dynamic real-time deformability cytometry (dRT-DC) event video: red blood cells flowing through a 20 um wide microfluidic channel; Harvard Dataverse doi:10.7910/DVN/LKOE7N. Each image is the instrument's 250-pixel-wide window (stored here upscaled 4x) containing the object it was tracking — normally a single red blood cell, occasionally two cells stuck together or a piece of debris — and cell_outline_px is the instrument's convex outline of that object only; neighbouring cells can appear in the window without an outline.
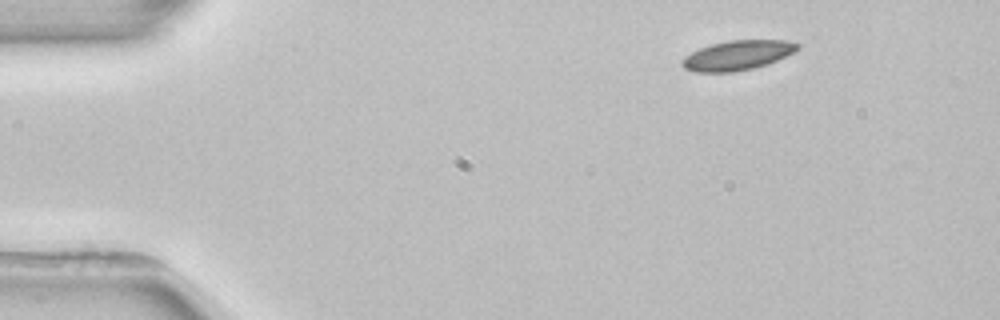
{"species": "common noctule bat (a hibernating species)", "species_latin": "Nyctalus noctula", "temperature_condition": "room temperature", "stored_images_in_passage": 3, "camera_frame_rate_fps": 3000, "um_per_image_px": 0.085, "animal": {"sex": "female", "body_mass_g": 22.7, "forearm_length_mm": 54.2}, "frame": {"image": 1, "passage_image": 1, "time_ms": 0.0, "image_size_px": [1000, 320], "cell_outline_px": [[800, 48], [768, 64], [752, 68], [732, 72], [696, 72], [684, 68], [680, 64], [680, 60], [684, 56], [700, 48], [712, 44], [728, 40], [788, 40], [800, 44]], "centroid_in_image_um": [62.65, 4.69], "position_along_channel_um": 22.3, "area_um2": 19.88}}